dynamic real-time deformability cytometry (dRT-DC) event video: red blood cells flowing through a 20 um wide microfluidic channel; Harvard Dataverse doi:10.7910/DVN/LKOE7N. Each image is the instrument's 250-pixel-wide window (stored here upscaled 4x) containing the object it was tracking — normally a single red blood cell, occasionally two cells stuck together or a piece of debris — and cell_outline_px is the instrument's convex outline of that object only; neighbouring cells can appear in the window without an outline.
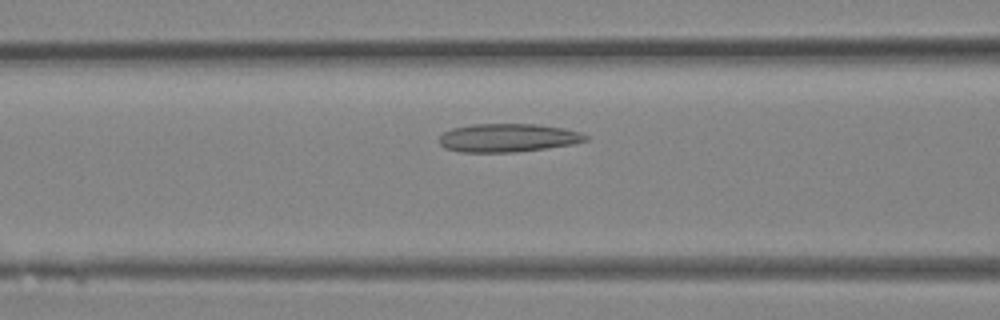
{"species": "Egyptian fruit bat (a non-hibernating species)", "species_latin": "Rousettus aegyptiacus", "temperature_condition": "room temperature", "stored_images_in_passage": 32, "camera_frame_rate_fps": 3000, "um_per_image_px": 0.085, "animal": {"sex": "female"}, "frame": {"image": 1, "passage_image": 12, "time_ms": 3.667, "image_size_px": [1000, 320], "cell_outline_px": [[588, 140], [572, 144], [516, 152], [460, 152], [444, 148], [440, 144], [440, 136], [444, 132], [452, 128], [472, 124], [536, 124], [564, 128], [580, 132], [588, 136]], "centroid_in_image_um": [43.16, 11.71], "position_along_channel_um": 123.4, "area_um2": 24.16}}
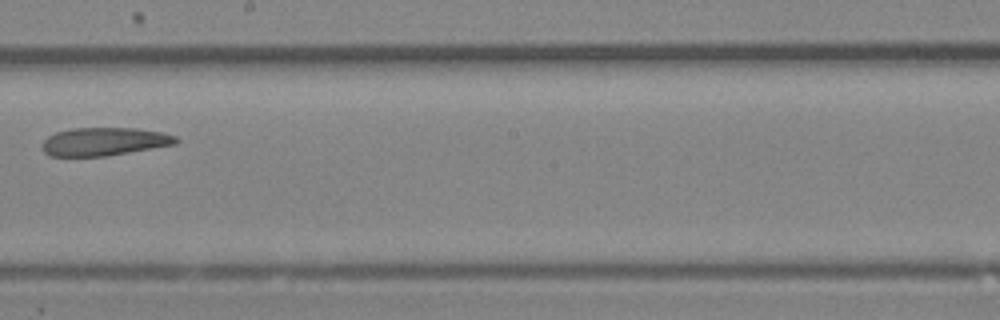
{"frame": {"image": 2, "passage_image": 18, "time_ms": 5.667, "image_size_px": [1000, 320], "cell_outline_px": [[180, 140], [176, 144], [104, 156], [48, 156], [40, 148], [44, 140], [48, 136], [56, 132], [72, 128], [136, 128], [160, 132], [176, 136]], "centroid_in_image_um": [8.82, 12.03], "position_along_channel_um": 239.4, "area_um2": 21.91}}
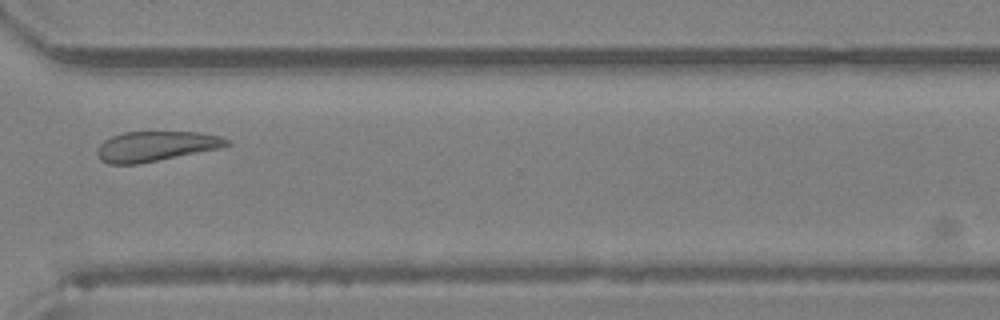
{"frame": {"image": 3, "passage_image": 24, "time_ms": 7.667, "image_size_px": [1000, 320], "cell_outline_px": [[232, 144], [220, 148], [136, 164], [108, 164], [100, 160], [96, 152], [100, 144], [104, 140], [112, 136], [124, 132], [200, 132], [220, 136], [228, 140]], "centroid_in_image_um": [13.23, 12.42], "position_along_channel_um": 357.4, "area_um2": 22.48}}